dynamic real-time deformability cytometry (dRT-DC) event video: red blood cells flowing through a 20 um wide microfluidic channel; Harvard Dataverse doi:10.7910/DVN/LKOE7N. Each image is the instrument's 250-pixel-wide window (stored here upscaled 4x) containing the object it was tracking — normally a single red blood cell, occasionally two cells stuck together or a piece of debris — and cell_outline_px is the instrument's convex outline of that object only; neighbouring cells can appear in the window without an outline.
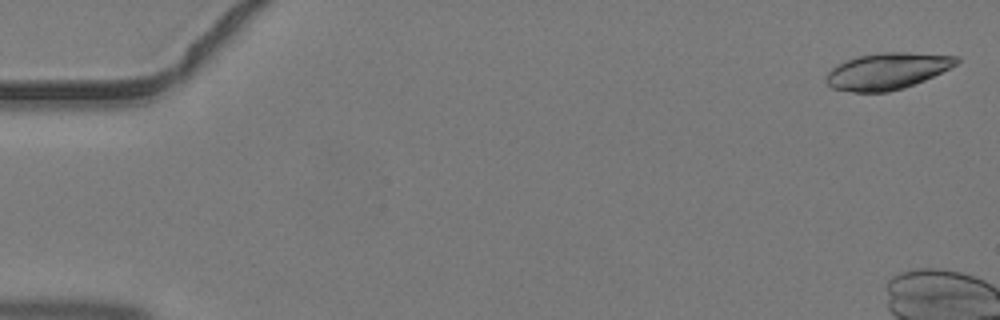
{"species": "common noctule bat (a hibernating species)", "species_latin": "Nyctalus noctula", "temperature_condition": "warm", "stored_images_in_passage": 8, "camera_frame_rate_fps": 3000, "um_per_image_px": 0.085, "animal": {"sex": "male", "body_mass_g": 19.2, "forearm_length_mm": 51.8}, "frame": {"image": 1, "passage_image": 1, "time_ms": 0.0, "image_size_px": [1000, 320], "cell_outline_px": [[960, 60], [956, 64], [924, 80], [904, 88], [888, 92], [852, 92], [832, 88], [824, 80], [828, 72], [832, 68], [848, 60], [860, 56], [880, 52], [908, 52], [960, 56]], "centroid_in_image_um": [75.41, 6.04], "position_along_channel_um": 9.6, "area_um2": 27.51}}